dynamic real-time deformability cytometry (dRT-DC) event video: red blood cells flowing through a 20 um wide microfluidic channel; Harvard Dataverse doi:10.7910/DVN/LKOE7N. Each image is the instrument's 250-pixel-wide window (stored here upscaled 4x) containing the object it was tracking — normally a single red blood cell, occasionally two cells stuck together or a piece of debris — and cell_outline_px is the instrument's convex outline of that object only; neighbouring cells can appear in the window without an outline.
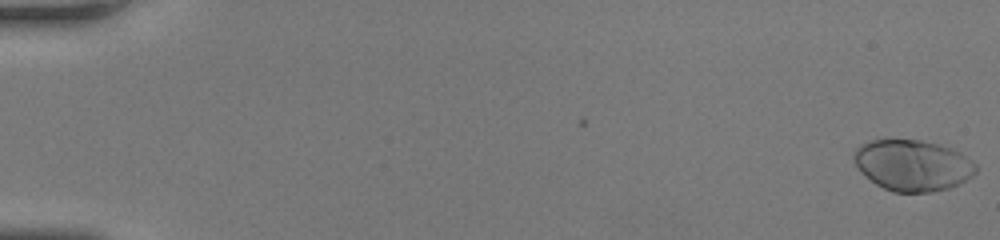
{"species": "human", "species_latin": "Homo sapiens", "temperature_condition": "room temperature", "stored_images_in_passage": 51, "camera_frame_rate_fps": 3000, "um_per_image_px": 0.085, "donor": {"sex": "female"}, "frame": {"image": 1, "passage_image": 1, "time_ms": 0.0, "image_size_px": [1000, 240], "cell_outline_px": [[976, 172], [972, 176], [948, 188], [928, 192], [892, 192], [876, 184], [860, 172], [852, 160], [852, 156], [856, 148], [860, 144], [868, 140], [924, 140], [960, 152], [976, 164]], "centroid_in_image_um": [77.51, 14.04], "position_along_channel_um": 7.5, "area_um2": 36.18}}
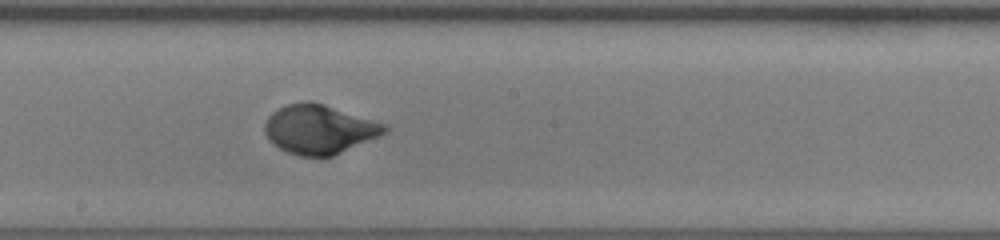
{"frame": {"image": 2, "passage_image": 30, "time_ms": 9.667, "image_size_px": [1000, 240], "cell_outline_px": [[392, 128], [388, 132], [380, 136], [332, 156], [300, 156], [288, 152], [272, 144], [268, 140], [264, 132], [264, 124], [268, 116], [272, 112], [288, 104], [304, 100], [308, 100], [324, 104], [388, 124]], "centroid_in_image_um": [27.16, 10.98], "position_along_channel_um": 221.0, "area_um2": 34.62}}
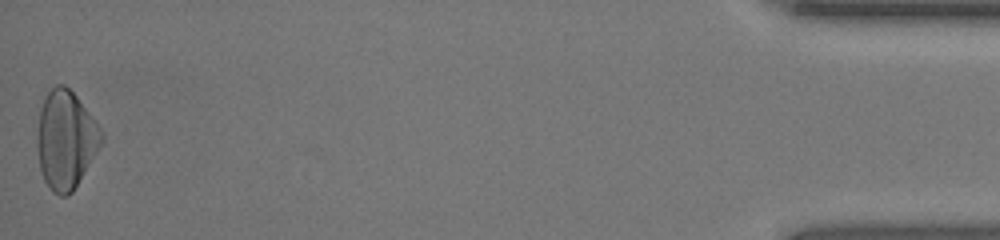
{"frame": {"image": 3, "passage_image": 51, "time_ms": 16.667, "image_size_px": [1000, 240], "cell_outline_px": [[104, 140], [72, 192], [68, 196], [60, 196], [52, 192], [44, 180], [40, 168], [36, 148], [36, 136], [40, 108], [44, 96], [56, 84], [64, 84], [76, 96], [100, 128], [104, 136]], "centroid_in_image_um": [5.55, 11.88], "position_along_channel_um": 429.6, "area_um2": 36.7}, "authors_computed_cell_mechanics": {"area_um2": 34.2754, "velocity_mm_per_s": 4.245, "shape_relaxation_time_tau1_ms": 3.1085, "shape_relaxation_time_tau2_ms": null, "deformation_change_tau1": 0.1893, "deformation_change_tau2": null}}